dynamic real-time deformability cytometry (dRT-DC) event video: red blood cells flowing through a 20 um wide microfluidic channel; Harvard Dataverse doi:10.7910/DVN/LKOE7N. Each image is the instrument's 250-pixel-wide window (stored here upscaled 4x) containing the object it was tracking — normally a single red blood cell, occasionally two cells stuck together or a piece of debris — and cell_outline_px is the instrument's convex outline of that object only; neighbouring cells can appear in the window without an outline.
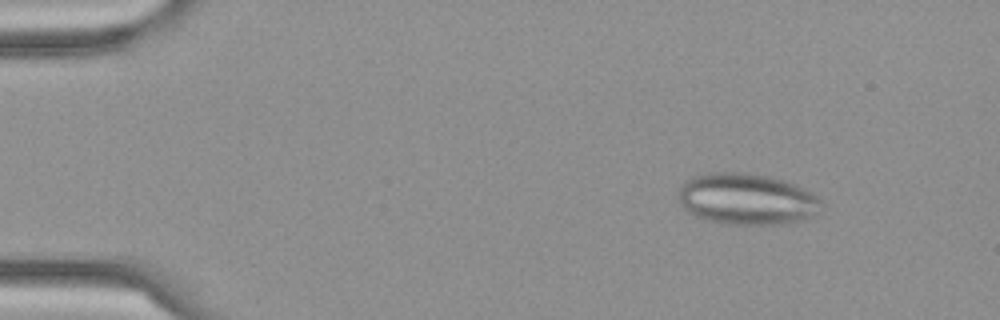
{"species": "Egyptian fruit bat (a non-hibernating species)", "species_latin": "Rousettus aegyptiacus", "temperature_condition": "cold", "stored_images_in_passage": 56, "camera_frame_rate_fps": 3000, "um_per_image_px": 0.085, "frame": {"image": 1, "passage_image": 6, "time_ms": 1.667, "image_size_px": [1000, 320], "cell_outline_px": [[824, 204], [808, 216], [800, 220], [776, 224], [736, 224], [712, 220], [696, 216], [684, 208], [680, 200], [680, 188], [692, 176], [712, 172], [740, 172], [768, 176], [784, 180], [812, 192]], "centroid_in_image_um": [63.47, 16.89], "position_along_channel_um": 21.5, "area_um2": 41.79}}
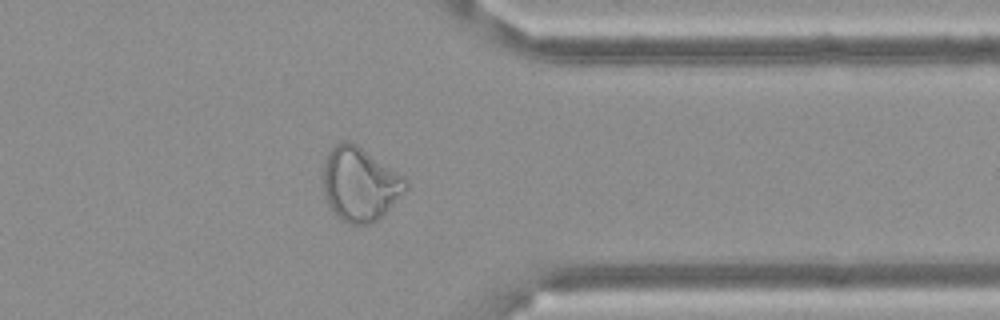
{"frame": {"image": 2, "passage_image": 45, "time_ms": 14.667, "image_size_px": [1000, 320], "cell_outline_px": [[408, 188], [384, 216], [372, 224], [352, 224], [340, 220], [336, 216], [328, 204], [324, 192], [320, 172], [324, 160], [328, 152], [336, 144], [344, 140], [348, 140], [356, 144], [404, 176], [408, 184]], "centroid_in_image_um": [30.57, 15.66], "position_along_channel_um": 380.8, "area_um2": 36.13}}
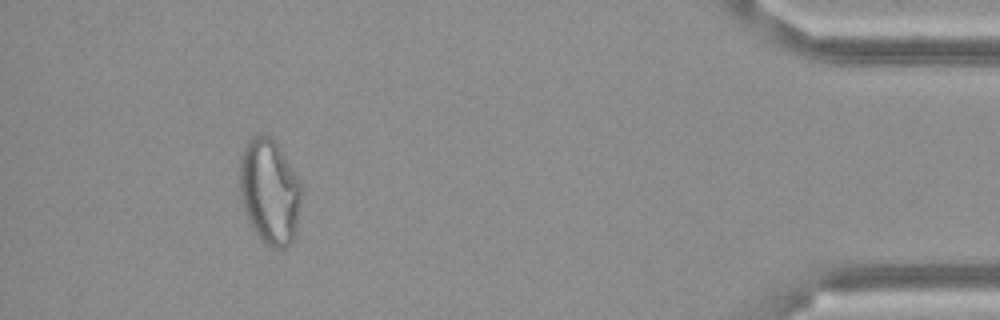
{"frame": {"image": 3, "passage_image": 52, "time_ms": 17.0, "image_size_px": [1000, 320], "cell_outline_px": [[300, 204], [296, 232], [292, 240], [284, 248], [276, 248], [264, 244], [252, 228], [248, 220], [240, 196], [240, 156], [244, 144], [252, 136], [260, 132], [268, 136], [276, 144], [296, 176], [300, 184]], "centroid_in_image_um": [22.87, 16.28], "position_along_channel_um": 412.3, "area_um2": 37.51}}